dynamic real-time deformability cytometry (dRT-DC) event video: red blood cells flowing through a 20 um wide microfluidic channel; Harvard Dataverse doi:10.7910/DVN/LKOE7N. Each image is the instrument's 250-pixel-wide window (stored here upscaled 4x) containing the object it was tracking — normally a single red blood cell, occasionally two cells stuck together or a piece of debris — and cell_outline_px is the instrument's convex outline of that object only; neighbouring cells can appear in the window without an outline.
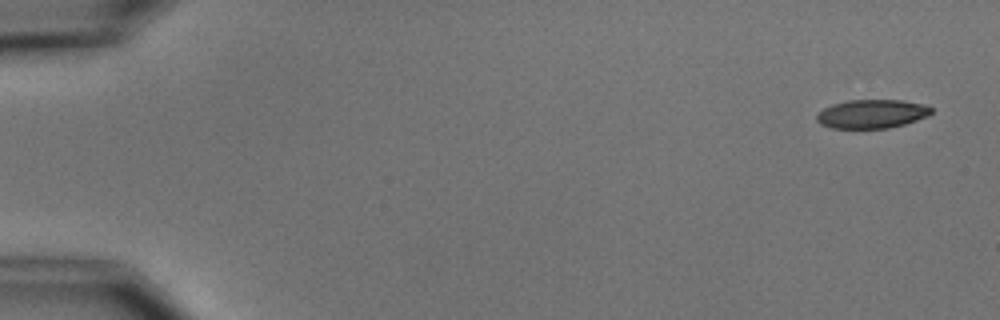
{"species": "common noctule bat (a hibernating species)", "species_latin": "Nyctalus noctula", "temperature_condition": "cold", "stored_images_in_passage": 5, "camera_frame_rate_fps": 3000, "um_per_image_px": 0.085, "animal": {"sex": "male", "body_mass_g": 15.6}, "frame": {"image": 1, "passage_image": 1, "time_ms": 0.0, "image_size_px": [1000, 320], "cell_outline_px": [[932, 112], [928, 116], [904, 124], [888, 128], [832, 128], [820, 124], [816, 120], [816, 116], [824, 108], [832, 104], [848, 100], [900, 100], [924, 104], [932, 108]], "centroid_in_image_um": [74.1, 9.68], "position_along_channel_um": 10.9, "area_um2": 19.13}}